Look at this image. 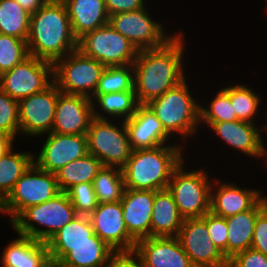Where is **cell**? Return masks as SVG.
Here are the masks:
<instances>
[{
    "label": "cell",
    "mask_w": 267,
    "mask_h": 267,
    "mask_svg": "<svg viewBox=\"0 0 267 267\" xmlns=\"http://www.w3.org/2000/svg\"><path fill=\"white\" fill-rule=\"evenodd\" d=\"M183 37L182 33H175L160 48L139 50L133 63L134 91L139 104H147L186 79Z\"/></svg>",
    "instance_id": "obj_1"
},
{
    "label": "cell",
    "mask_w": 267,
    "mask_h": 267,
    "mask_svg": "<svg viewBox=\"0 0 267 267\" xmlns=\"http://www.w3.org/2000/svg\"><path fill=\"white\" fill-rule=\"evenodd\" d=\"M27 46L29 55L52 63L78 48L62 0L48 1L31 14Z\"/></svg>",
    "instance_id": "obj_2"
},
{
    "label": "cell",
    "mask_w": 267,
    "mask_h": 267,
    "mask_svg": "<svg viewBox=\"0 0 267 267\" xmlns=\"http://www.w3.org/2000/svg\"><path fill=\"white\" fill-rule=\"evenodd\" d=\"M181 144L160 145L155 148L132 150L122 168L125 189H167L173 171L184 161Z\"/></svg>",
    "instance_id": "obj_3"
},
{
    "label": "cell",
    "mask_w": 267,
    "mask_h": 267,
    "mask_svg": "<svg viewBox=\"0 0 267 267\" xmlns=\"http://www.w3.org/2000/svg\"><path fill=\"white\" fill-rule=\"evenodd\" d=\"M188 87L185 79L146 104L171 137L178 134L186 140L196 135L200 125V105L191 96Z\"/></svg>",
    "instance_id": "obj_4"
},
{
    "label": "cell",
    "mask_w": 267,
    "mask_h": 267,
    "mask_svg": "<svg viewBox=\"0 0 267 267\" xmlns=\"http://www.w3.org/2000/svg\"><path fill=\"white\" fill-rule=\"evenodd\" d=\"M77 215L67 193L61 191L42 204L24 209L11 224L16 234L46 243ZM36 224L45 229L36 227Z\"/></svg>",
    "instance_id": "obj_5"
},
{
    "label": "cell",
    "mask_w": 267,
    "mask_h": 267,
    "mask_svg": "<svg viewBox=\"0 0 267 267\" xmlns=\"http://www.w3.org/2000/svg\"><path fill=\"white\" fill-rule=\"evenodd\" d=\"M184 162L173 171L167 189L184 219L203 217L210 211L212 181L203 168L184 171Z\"/></svg>",
    "instance_id": "obj_6"
},
{
    "label": "cell",
    "mask_w": 267,
    "mask_h": 267,
    "mask_svg": "<svg viewBox=\"0 0 267 267\" xmlns=\"http://www.w3.org/2000/svg\"><path fill=\"white\" fill-rule=\"evenodd\" d=\"M105 66L76 49L53 63V78L62 93L92 98Z\"/></svg>",
    "instance_id": "obj_7"
},
{
    "label": "cell",
    "mask_w": 267,
    "mask_h": 267,
    "mask_svg": "<svg viewBox=\"0 0 267 267\" xmlns=\"http://www.w3.org/2000/svg\"><path fill=\"white\" fill-rule=\"evenodd\" d=\"M60 192L56 174L33 163L0 203V213L10 215L12 222L24 209L42 204Z\"/></svg>",
    "instance_id": "obj_8"
},
{
    "label": "cell",
    "mask_w": 267,
    "mask_h": 267,
    "mask_svg": "<svg viewBox=\"0 0 267 267\" xmlns=\"http://www.w3.org/2000/svg\"><path fill=\"white\" fill-rule=\"evenodd\" d=\"M120 122L113 124L110 119L93 118L86 133L88 153L98 158L105 167L122 169L131 156L125 121Z\"/></svg>",
    "instance_id": "obj_9"
},
{
    "label": "cell",
    "mask_w": 267,
    "mask_h": 267,
    "mask_svg": "<svg viewBox=\"0 0 267 267\" xmlns=\"http://www.w3.org/2000/svg\"><path fill=\"white\" fill-rule=\"evenodd\" d=\"M78 50L105 67L133 64L139 50L110 24L85 33L78 39Z\"/></svg>",
    "instance_id": "obj_10"
},
{
    "label": "cell",
    "mask_w": 267,
    "mask_h": 267,
    "mask_svg": "<svg viewBox=\"0 0 267 267\" xmlns=\"http://www.w3.org/2000/svg\"><path fill=\"white\" fill-rule=\"evenodd\" d=\"M53 82V63L32 55L0 75V89L17 101L44 91Z\"/></svg>",
    "instance_id": "obj_11"
},
{
    "label": "cell",
    "mask_w": 267,
    "mask_h": 267,
    "mask_svg": "<svg viewBox=\"0 0 267 267\" xmlns=\"http://www.w3.org/2000/svg\"><path fill=\"white\" fill-rule=\"evenodd\" d=\"M157 22L151 18L146 6L109 16V24L138 50L160 48L175 36L166 33L164 25Z\"/></svg>",
    "instance_id": "obj_12"
},
{
    "label": "cell",
    "mask_w": 267,
    "mask_h": 267,
    "mask_svg": "<svg viewBox=\"0 0 267 267\" xmlns=\"http://www.w3.org/2000/svg\"><path fill=\"white\" fill-rule=\"evenodd\" d=\"M60 93L53 82L44 91L18 101L20 134L39 137L52 132Z\"/></svg>",
    "instance_id": "obj_13"
},
{
    "label": "cell",
    "mask_w": 267,
    "mask_h": 267,
    "mask_svg": "<svg viewBox=\"0 0 267 267\" xmlns=\"http://www.w3.org/2000/svg\"><path fill=\"white\" fill-rule=\"evenodd\" d=\"M177 238L195 267H228V260L211 240L202 217L185 218Z\"/></svg>",
    "instance_id": "obj_14"
},
{
    "label": "cell",
    "mask_w": 267,
    "mask_h": 267,
    "mask_svg": "<svg viewBox=\"0 0 267 267\" xmlns=\"http://www.w3.org/2000/svg\"><path fill=\"white\" fill-rule=\"evenodd\" d=\"M42 144L34 163L41 169L56 174L72 161L88 154L86 135L57 134L50 132Z\"/></svg>",
    "instance_id": "obj_15"
},
{
    "label": "cell",
    "mask_w": 267,
    "mask_h": 267,
    "mask_svg": "<svg viewBox=\"0 0 267 267\" xmlns=\"http://www.w3.org/2000/svg\"><path fill=\"white\" fill-rule=\"evenodd\" d=\"M89 218L94 233L114 251L135 249L136 241L128 233L121 201L99 203Z\"/></svg>",
    "instance_id": "obj_16"
},
{
    "label": "cell",
    "mask_w": 267,
    "mask_h": 267,
    "mask_svg": "<svg viewBox=\"0 0 267 267\" xmlns=\"http://www.w3.org/2000/svg\"><path fill=\"white\" fill-rule=\"evenodd\" d=\"M93 118V103L90 98L61 92L56 103L52 132L86 135Z\"/></svg>",
    "instance_id": "obj_17"
},
{
    "label": "cell",
    "mask_w": 267,
    "mask_h": 267,
    "mask_svg": "<svg viewBox=\"0 0 267 267\" xmlns=\"http://www.w3.org/2000/svg\"><path fill=\"white\" fill-rule=\"evenodd\" d=\"M144 267H195L177 237H148L136 242L134 249Z\"/></svg>",
    "instance_id": "obj_18"
},
{
    "label": "cell",
    "mask_w": 267,
    "mask_h": 267,
    "mask_svg": "<svg viewBox=\"0 0 267 267\" xmlns=\"http://www.w3.org/2000/svg\"><path fill=\"white\" fill-rule=\"evenodd\" d=\"M209 128L221 138L222 142L248 157L265 158L267 155L261 129L256 127L255 123L241 120L215 122Z\"/></svg>",
    "instance_id": "obj_19"
},
{
    "label": "cell",
    "mask_w": 267,
    "mask_h": 267,
    "mask_svg": "<svg viewBox=\"0 0 267 267\" xmlns=\"http://www.w3.org/2000/svg\"><path fill=\"white\" fill-rule=\"evenodd\" d=\"M155 191L124 189L121 204L129 235L137 242L151 237V215Z\"/></svg>",
    "instance_id": "obj_20"
},
{
    "label": "cell",
    "mask_w": 267,
    "mask_h": 267,
    "mask_svg": "<svg viewBox=\"0 0 267 267\" xmlns=\"http://www.w3.org/2000/svg\"><path fill=\"white\" fill-rule=\"evenodd\" d=\"M213 181L211 185L210 211L220 217L226 218L248 211L264 197L261 191L254 188L249 189L246 187L243 189L233 183H221L217 179ZM216 185L217 189H215Z\"/></svg>",
    "instance_id": "obj_21"
},
{
    "label": "cell",
    "mask_w": 267,
    "mask_h": 267,
    "mask_svg": "<svg viewBox=\"0 0 267 267\" xmlns=\"http://www.w3.org/2000/svg\"><path fill=\"white\" fill-rule=\"evenodd\" d=\"M132 150L165 145L170 135L146 104H140L131 118L125 121Z\"/></svg>",
    "instance_id": "obj_22"
},
{
    "label": "cell",
    "mask_w": 267,
    "mask_h": 267,
    "mask_svg": "<svg viewBox=\"0 0 267 267\" xmlns=\"http://www.w3.org/2000/svg\"><path fill=\"white\" fill-rule=\"evenodd\" d=\"M19 237L9 242L2 252V267H49L50 258L46 243L30 237Z\"/></svg>",
    "instance_id": "obj_23"
},
{
    "label": "cell",
    "mask_w": 267,
    "mask_h": 267,
    "mask_svg": "<svg viewBox=\"0 0 267 267\" xmlns=\"http://www.w3.org/2000/svg\"><path fill=\"white\" fill-rule=\"evenodd\" d=\"M66 6L74 36L79 39L85 33L109 24L105 0H62Z\"/></svg>",
    "instance_id": "obj_24"
},
{
    "label": "cell",
    "mask_w": 267,
    "mask_h": 267,
    "mask_svg": "<svg viewBox=\"0 0 267 267\" xmlns=\"http://www.w3.org/2000/svg\"><path fill=\"white\" fill-rule=\"evenodd\" d=\"M94 234L89 216L77 215L46 242L50 262L58 263L68 253V246L94 243Z\"/></svg>",
    "instance_id": "obj_25"
},
{
    "label": "cell",
    "mask_w": 267,
    "mask_h": 267,
    "mask_svg": "<svg viewBox=\"0 0 267 267\" xmlns=\"http://www.w3.org/2000/svg\"><path fill=\"white\" fill-rule=\"evenodd\" d=\"M267 207L265 195L252 209L226 217L228 228L227 260L251 248L257 216Z\"/></svg>",
    "instance_id": "obj_26"
},
{
    "label": "cell",
    "mask_w": 267,
    "mask_h": 267,
    "mask_svg": "<svg viewBox=\"0 0 267 267\" xmlns=\"http://www.w3.org/2000/svg\"><path fill=\"white\" fill-rule=\"evenodd\" d=\"M183 221L184 218L168 189L155 191L151 215V237H177Z\"/></svg>",
    "instance_id": "obj_27"
},
{
    "label": "cell",
    "mask_w": 267,
    "mask_h": 267,
    "mask_svg": "<svg viewBox=\"0 0 267 267\" xmlns=\"http://www.w3.org/2000/svg\"><path fill=\"white\" fill-rule=\"evenodd\" d=\"M114 250L94 234V243L68 246V253L58 262L63 267H105Z\"/></svg>",
    "instance_id": "obj_28"
},
{
    "label": "cell",
    "mask_w": 267,
    "mask_h": 267,
    "mask_svg": "<svg viewBox=\"0 0 267 267\" xmlns=\"http://www.w3.org/2000/svg\"><path fill=\"white\" fill-rule=\"evenodd\" d=\"M94 100L92 101L93 117L97 119H109L107 117L109 115L112 118L119 117L118 120L122 117L121 120L126 121L132 117L140 105L134 90L106 93L98 95ZM95 103H98L96 105L97 107L99 106L98 108L95 106ZM96 109L102 112L96 111Z\"/></svg>",
    "instance_id": "obj_29"
},
{
    "label": "cell",
    "mask_w": 267,
    "mask_h": 267,
    "mask_svg": "<svg viewBox=\"0 0 267 267\" xmlns=\"http://www.w3.org/2000/svg\"><path fill=\"white\" fill-rule=\"evenodd\" d=\"M103 167L101 161L89 153L83 158L70 162L56 173L59 190L66 192L75 184L92 183Z\"/></svg>",
    "instance_id": "obj_30"
},
{
    "label": "cell",
    "mask_w": 267,
    "mask_h": 267,
    "mask_svg": "<svg viewBox=\"0 0 267 267\" xmlns=\"http://www.w3.org/2000/svg\"><path fill=\"white\" fill-rule=\"evenodd\" d=\"M11 149L7 154L0 157V203L8 196L19 178L34 163L31 152H13Z\"/></svg>",
    "instance_id": "obj_31"
},
{
    "label": "cell",
    "mask_w": 267,
    "mask_h": 267,
    "mask_svg": "<svg viewBox=\"0 0 267 267\" xmlns=\"http://www.w3.org/2000/svg\"><path fill=\"white\" fill-rule=\"evenodd\" d=\"M31 14L15 0H0V33L27 41Z\"/></svg>",
    "instance_id": "obj_32"
},
{
    "label": "cell",
    "mask_w": 267,
    "mask_h": 267,
    "mask_svg": "<svg viewBox=\"0 0 267 267\" xmlns=\"http://www.w3.org/2000/svg\"><path fill=\"white\" fill-rule=\"evenodd\" d=\"M98 203L120 201L125 189L122 169L103 167L92 181Z\"/></svg>",
    "instance_id": "obj_33"
},
{
    "label": "cell",
    "mask_w": 267,
    "mask_h": 267,
    "mask_svg": "<svg viewBox=\"0 0 267 267\" xmlns=\"http://www.w3.org/2000/svg\"><path fill=\"white\" fill-rule=\"evenodd\" d=\"M128 90H134L133 64L107 66L101 74L98 87L91 100L93 101L98 95Z\"/></svg>",
    "instance_id": "obj_34"
},
{
    "label": "cell",
    "mask_w": 267,
    "mask_h": 267,
    "mask_svg": "<svg viewBox=\"0 0 267 267\" xmlns=\"http://www.w3.org/2000/svg\"><path fill=\"white\" fill-rule=\"evenodd\" d=\"M209 107L200 105V124L208 127L215 122H229L238 120L230 100V85L223 87L216 93Z\"/></svg>",
    "instance_id": "obj_35"
},
{
    "label": "cell",
    "mask_w": 267,
    "mask_h": 267,
    "mask_svg": "<svg viewBox=\"0 0 267 267\" xmlns=\"http://www.w3.org/2000/svg\"><path fill=\"white\" fill-rule=\"evenodd\" d=\"M230 100L237 119L254 123L261 98L257 93L253 92L252 88L243 84H230Z\"/></svg>",
    "instance_id": "obj_36"
},
{
    "label": "cell",
    "mask_w": 267,
    "mask_h": 267,
    "mask_svg": "<svg viewBox=\"0 0 267 267\" xmlns=\"http://www.w3.org/2000/svg\"><path fill=\"white\" fill-rule=\"evenodd\" d=\"M28 56L27 41L0 33V75Z\"/></svg>",
    "instance_id": "obj_37"
},
{
    "label": "cell",
    "mask_w": 267,
    "mask_h": 267,
    "mask_svg": "<svg viewBox=\"0 0 267 267\" xmlns=\"http://www.w3.org/2000/svg\"><path fill=\"white\" fill-rule=\"evenodd\" d=\"M66 193L78 215L89 216L99 204L92 183L75 184Z\"/></svg>",
    "instance_id": "obj_38"
},
{
    "label": "cell",
    "mask_w": 267,
    "mask_h": 267,
    "mask_svg": "<svg viewBox=\"0 0 267 267\" xmlns=\"http://www.w3.org/2000/svg\"><path fill=\"white\" fill-rule=\"evenodd\" d=\"M0 133L14 138L20 133L18 101L0 89Z\"/></svg>",
    "instance_id": "obj_39"
},
{
    "label": "cell",
    "mask_w": 267,
    "mask_h": 267,
    "mask_svg": "<svg viewBox=\"0 0 267 267\" xmlns=\"http://www.w3.org/2000/svg\"><path fill=\"white\" fill-rule=\"evenodd\" d=\"M202 218L206 221L211 240L227 258L228 228L226 219L213 214L211 211L206 213Z\"/></svg>",
    "instance_id": "obj_40"
},
{
    "label": "cell",
    "mask_w": 267,
    "mask_h": 267,
    "mask_svg": "<svg viewBox=\"0 0 267 267\" xmlns=\"http://www.w3.org/2000/svg\"><path fill=\"white\" fill-rule=\"evenodd\" d=\"M228 267H267V255L249 248L229 259Z\"/></svg>",
    "instance_id": "obj_41"
},
{
    "label": "cell",
    "mask_w": 267,
    "mask_h": 267,
    "mask_svg": "<svg viewBox=\"0 0 267 267\" xmlns=\"http://www.w3.org/2000/svg\"><path fill=\"white\" fill-rule=\"evenodd\" d=\"M251 248L267 255V207L257 216Z\"/></svg>",
    "instance_id": "obj_42"
},
{
    "label": "cell",
    "mask_w": 267,
    "mask_h": 267,
    "mask_svg": "<svg viewBox=\"0 0 267 267\" xmlns=\"http://www.w3.org/2000/svg\"><path fill=\"white\" fill-rule=\"evenodd\" d=\"M105 267H144L140 255L135 250L114 251Z\"/></svg>",
    "instance_id": "obj_43"
},
{
    "label": "cell",
    "mask_w": 267,
    "mask_h": 267,
    "mask_svg": "<svg viewBox=\"0 0 267 267\" xmlns=\"http://www.w3.org/2000/svg\"><path fill=\"white\" fill-rule=\"evenodd\" d=\"M107 13L110 15L129 12L145 7L144 0H105Z\"/></svg>",
    "instance_id": "obj_44"
},
{
    "label": "cell",
    "mask_w": 267,
    "mask_h": 267,
    "mask_svg": "<svg viewBox=\"0 0 267 267\" xmlns=\"http://www.w3.org/2000/svg\"><path fill=\"white\" fill-rule=\"evenodd\" d=\"M23 9L30 14L39 10L47 1L46 0H15Z\"/></svg>",
    "instance_id": "obj_45"
},
{
    "label": "cell",
    "mask_w": 267,
    "mask_h": 267,
    "mask_svg": "<svg viewBox=\"0 0 267 267\" xmlns=\"http://www.w3.org/2000/svg\"><path fill=\"white\" fill-rule=\"evenodd\" d=\"M14 137L0 133V157L7 154L14 147Z\"/></svg>",
    "instance_id": "obj_46"
},
{
    "label": "cell",
    "mask_w": 267,
    "mask_h": 267,
    "mask_svg": "<svg viewBox=\"0 0 267 267\" xmlns=\"http://www.w3.org/2000/svg\"><path fill=\"white\" fill-rule=\"evenodd\" d=\"M49 267H63V266L59 265L58 263L51 262Z\"/></svg>",
    "instance_id": "obj_47"
},
{
    "label": "cell",
    "mask_w": 267,
    "mask_h": 267,
    "mask_svg": "<svg viewBox=\"0 0 267 267\" xmlns=\"http://www.w3.org/2000/svg\"><path fill=\"white\" fill-rule=\"evenodd\" d=\"M266 113H267V112H266ZM266 116H267V114H266ZM261 131H262V132L265 131V132L267 133V123H266V125H264V128L261 129Z\"/></svg>",
    "instance_id": "obj_48"
}]
</instances>
